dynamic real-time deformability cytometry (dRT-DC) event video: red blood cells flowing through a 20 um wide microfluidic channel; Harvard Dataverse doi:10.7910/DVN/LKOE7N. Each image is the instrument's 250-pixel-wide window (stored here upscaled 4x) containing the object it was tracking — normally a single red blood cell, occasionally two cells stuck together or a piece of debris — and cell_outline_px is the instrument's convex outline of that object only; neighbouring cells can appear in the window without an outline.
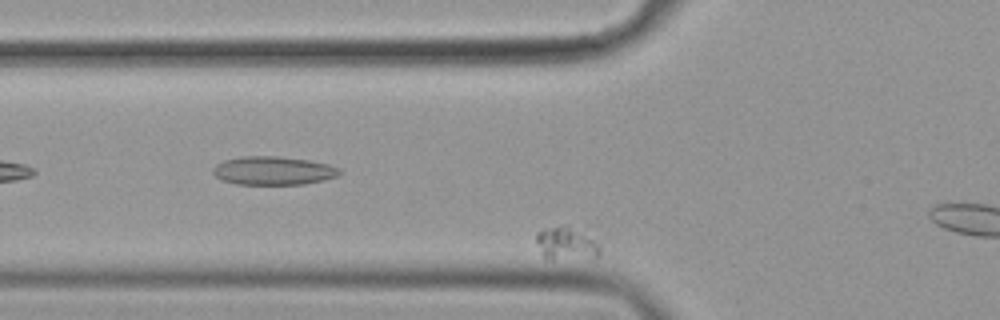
{"species": "common noctule bat (a hibernating species)", "species_latin": "Nyctalus noctula", "temperature_condition": "cold", "stored_images_in_passage": 50, "camera_frame_rate_fps": 3000, "um_per_image_px": 0.085, "animal": {"sex": "female", "body_mass_g": 19.9}, "frame": {"image": 1, "passage_image": 8, "time_ms": 2.333, "image_size_px": [1000, 320], "cell_outline_px": [[600, 256], [552, 260], [544, 256], [536, 240], [536, 232], [544, 228], [568, 228], [600, 244]], "centroid_in_image_um": [48.09, 20.76], "position_along_channel_um": 77.7, "area_um2": 11.33}}
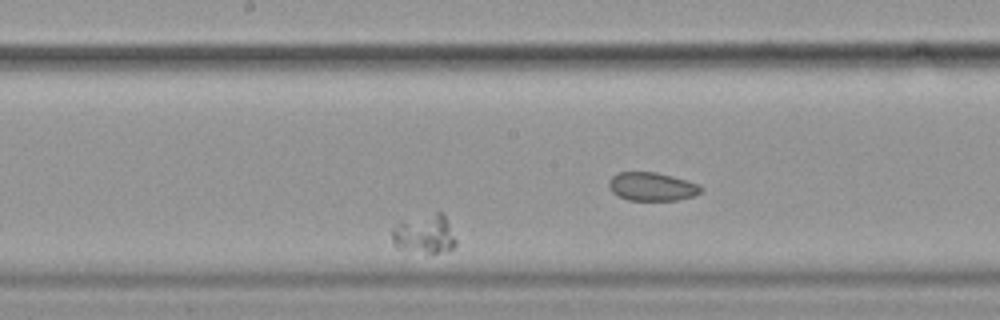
{"frame": {"image": 2, "passage_image": 23, "time_ms": 7.333, "image_size_px": [1000, 320], "cell_outline_px": [[456, 244], [448, 252], [428, 252], [396, 248], [392, 240], [392, 228], [400, 220], [436, 212], [444, 212], [456, 240]], "centroid_in_image_um": [36.08, 19.86], "position_along_channel_um": 212.1, "area_um2": 14.62}}
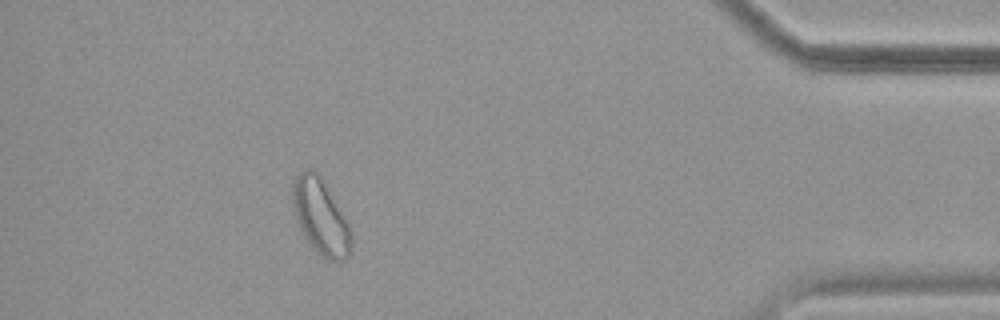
{"frame": {"image": 3, "passage_image": 45, "time_ms": 14.667, "image_size_px": [1000, 320], "cell_outline_px": [[352, 252], [344, 260], [328, 260], [316, 252], [304, 236], [296, 216], [292, 200], [292, 180], [304, 168], [316, 168], [320, 172], [344, 216], [352, 232]], "centroid_in_image_um": [27.26, 18.37], "position_along_channel_um": 407.9, "area_um2": 26.13}}